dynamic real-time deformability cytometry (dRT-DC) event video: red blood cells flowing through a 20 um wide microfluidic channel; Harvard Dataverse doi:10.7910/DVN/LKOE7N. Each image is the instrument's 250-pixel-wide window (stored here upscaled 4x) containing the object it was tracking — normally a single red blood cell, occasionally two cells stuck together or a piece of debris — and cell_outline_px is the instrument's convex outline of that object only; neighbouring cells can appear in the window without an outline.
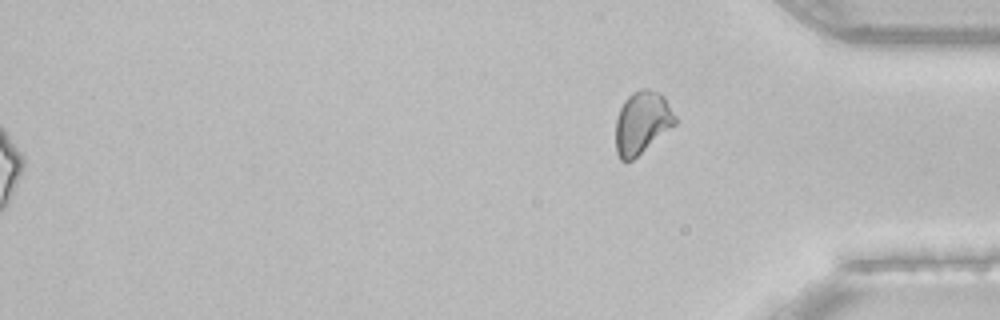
{"species": "common noctule bat (a hibernating species)", "species_latin": "Nyctalus noctula", "temperature_condition": "room temperature", "stored_images_in_passage": 49, "segment_of_instrument_passage": [2, 2], "camera_frame_rate_fps": 3000, "um_per_image_px": 0.085, "animal": {"sex": "female", "body_mass_g": 22.7, "forearm_length_mm": 54.2}, "frame": {"image": 1, "passage_image": 49, "time_ms": 16.0, "image_size_px": [1000, 320], "cell_outline_px": [[676, 124], [632, 160], [620, 160], [616, 152], [616, 120], [620, 108], [624, 100], [632, 92], [640, 88], [648, 88], [660, 92], [664, 96], [676, 116]], "centroid_in_image_um": [54.57, 10.38], "position_along_channel_um": 380.6, "area_um2": 21.68}}